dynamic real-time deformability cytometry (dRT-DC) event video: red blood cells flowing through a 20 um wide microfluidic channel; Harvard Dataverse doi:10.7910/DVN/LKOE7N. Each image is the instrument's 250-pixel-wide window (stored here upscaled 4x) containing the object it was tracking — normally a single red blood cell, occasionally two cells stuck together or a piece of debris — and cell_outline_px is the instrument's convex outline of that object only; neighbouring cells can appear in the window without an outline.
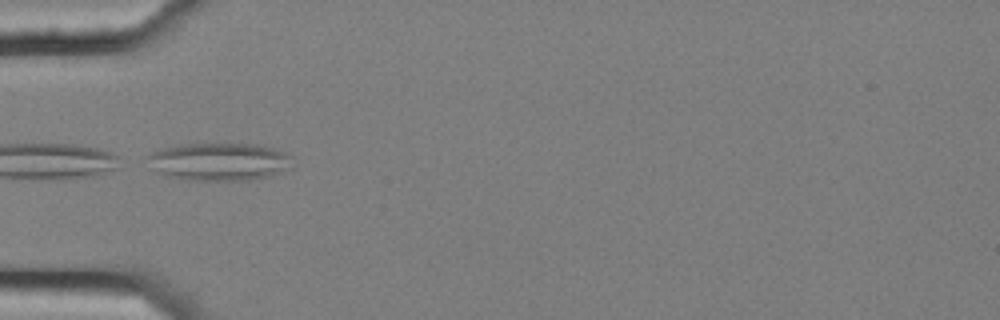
{"species": "common noctule bat (a hibernating species)", "species_latin": "Nyctalus noctula", "temperature_condition": "cold", "stored_images_in_passage": 9, "camera_frame_rate_fps": 3000, "um_per_image_px": 0.085, "animal": {"sex": "female", "body_mass_g": 25.1}, "frame": {"image": 1, "passage_image": 4, "time_ms": 1.0, "image_size_px": [1000, 320], "cell_outline_px": [[292, 168], [272, 176], [248, 180], [188, 180], [168, 176], [156, 172], [152, 168], [144, 156], [160, 148], [184, 144], [256, 144], [272, 148], [284, 152], [292, 156]], "centroid_in_image_um": [18.63, 13.75], "position_along_channel_um": 66.4, "area_um2": 32.25}}